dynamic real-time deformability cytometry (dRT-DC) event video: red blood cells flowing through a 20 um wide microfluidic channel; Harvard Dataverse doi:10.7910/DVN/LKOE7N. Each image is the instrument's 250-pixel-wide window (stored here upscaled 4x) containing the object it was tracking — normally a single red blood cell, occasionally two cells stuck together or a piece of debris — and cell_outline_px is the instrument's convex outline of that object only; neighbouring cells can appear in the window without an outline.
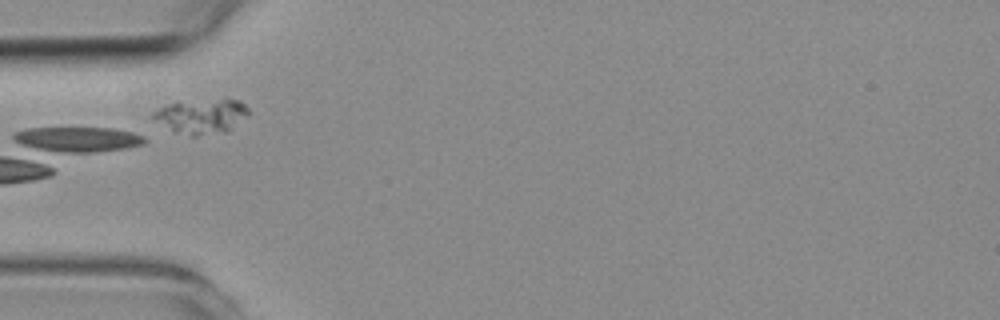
{"species": "common noctule bat (a hibernating species)", "species_latin": "Nyctalus noctula", "temperature_condition": "room temperature", "stored_images_in_passage": 5, "camera_frame_rate_fps": 3000, "um_per_image_px": 0.085, "animal": {"sex": "female", "body_mass_g": 19.3, "forearm_length_mm": 54.1}, "frame": {"image": 1, "passage_image": 5, "time_ms": 4.667, "image_size_px": [1000, 320], "cell_outline_px": [[252, 112], [248, 116], [232, 128], [224, 132], [196, 136], [192, 136], [172, 132], [152, 116], [152, 112], [176, 100], [240, 100]], "centroid_in_image_um": [17.13, 9.87], "position_along_channel_um": 67.9, "area_um2": 19.42}}